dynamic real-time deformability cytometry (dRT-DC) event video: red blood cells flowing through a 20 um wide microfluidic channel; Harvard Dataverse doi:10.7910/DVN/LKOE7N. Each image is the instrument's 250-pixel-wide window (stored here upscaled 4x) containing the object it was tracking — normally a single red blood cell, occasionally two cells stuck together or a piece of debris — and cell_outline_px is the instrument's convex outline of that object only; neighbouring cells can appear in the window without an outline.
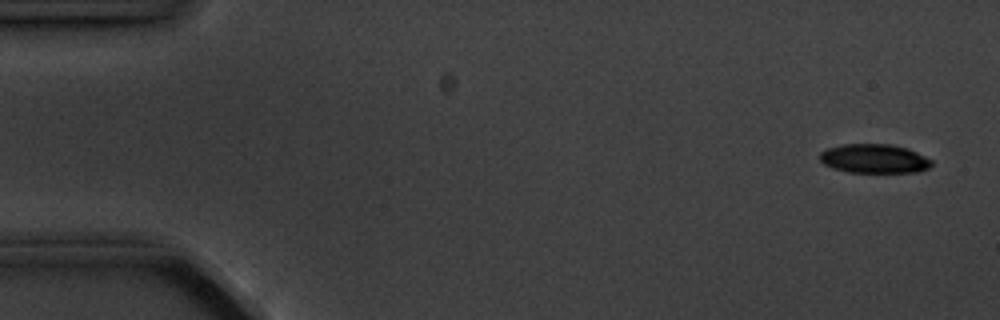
{"species": "common noctule bat (a hibernating species)", "species_latin": "Nyctalus noctula", "temperature_condition": "cold", "stored_images_in_passage": 4, "camera_frame_rate_fps": 3000, "um_per_image_px": 0.085, "animal": {"sex": "male", "body_mass_g": 20.1, "forearm_length_mm": 53.5}, "frame": {"image": 1, "passage_image": 1, "time_ms": 0.0, "image_size_px": [1000, 320], "cell_outline_px": [[932, 164], [928, 168], [916, 172], [848, 172], [832, 168], [824, 164], [820, 160], [820, 152], [828, 148], [844, 144], [892, 144], [908, 148], [932, 160]], "centroid_in_image_um": [74.3, 13.48], "position_along_channel_um": 10.7, "area_um2": 18.9}}
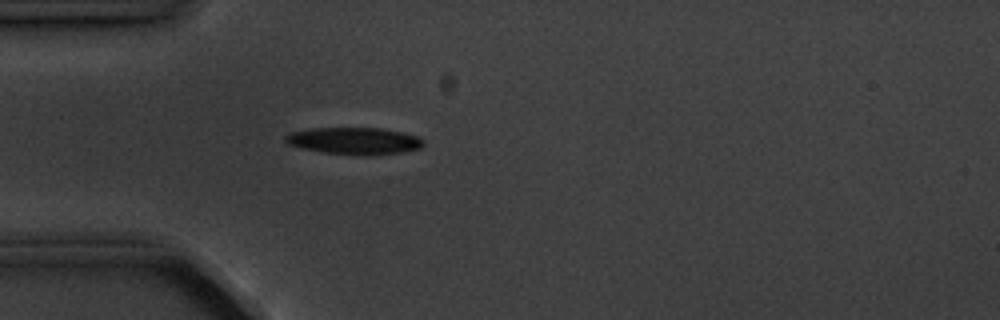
{"frame": {"image": 2, "passage_image": 4, "time_ms": 4.333, "image_size_px": [1000, 320], "cell_outline_px": [[424, 144], [420, 148], [404, 152], [364, 156], [324, 152], [304, 148], [288, 144], [284, 140], [284, 136], [288, 132], [308, 128], [380, 128], [404, 132], [416, 136], [424, 140]], "centroid_in_image_um": [30.11, 11.97], "position_along_channel_um": 54.9, "area_um2": 21.85}}